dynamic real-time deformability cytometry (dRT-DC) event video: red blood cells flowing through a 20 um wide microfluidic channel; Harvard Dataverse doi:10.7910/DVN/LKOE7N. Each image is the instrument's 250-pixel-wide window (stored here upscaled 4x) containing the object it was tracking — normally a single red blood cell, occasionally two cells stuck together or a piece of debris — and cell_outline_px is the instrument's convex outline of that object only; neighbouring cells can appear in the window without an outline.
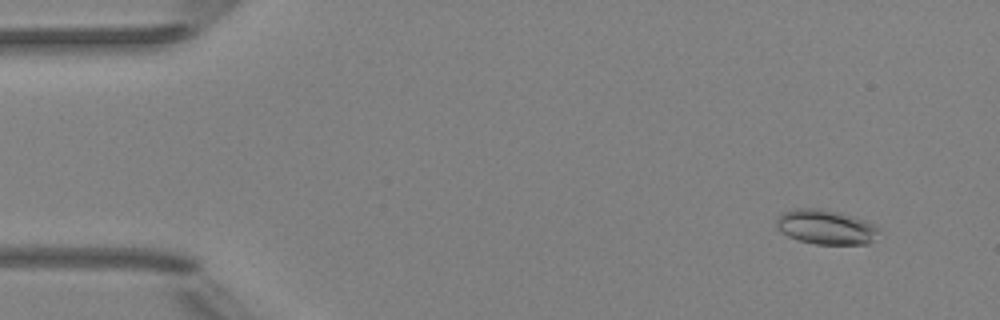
{"species": "Egyptian fruit bat (a non-hibernating species)", "species_latin": "Rousettus aegyptiacus", "temperature_condition": "room temperature", "stored_images_in_passage": 51, "camera_frame_rate_fps": 3000, "um_per_image_px": 0.085, "animal": {"sex": "female"}, "frame": {"image": 1, "passage_image": 4, "time_ms": 1.0, "image_size_px": [1000, 320], "cell_outline_px": [[876, 232], [872, 240], [868, 244], [816, 244], [796, 240], [780, 232], [776, 224], [776, 220], [784, 212], [792, 208], [820, 208], [836, 212], [864, 220], [872, 224], [876, 228]], "centroid_in_image_um": [70.1, 19.3], "position_along_channel_um": 14.9, "area_um2": 20.29}}
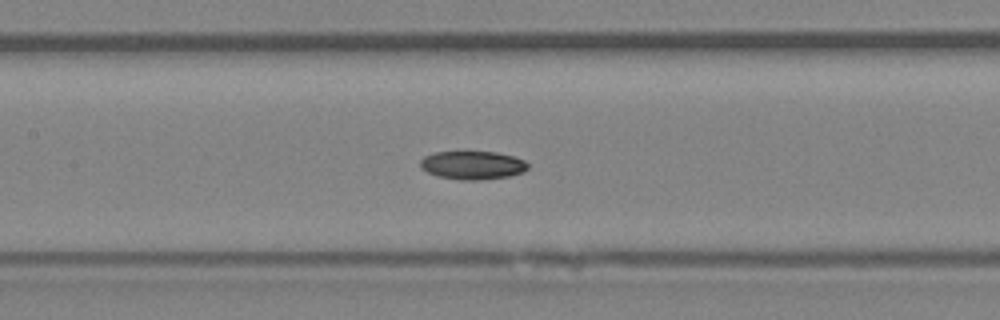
{"frame": {"image": 2, "passage_image": 24, "time_ms": 7.667, "image_size_px": [1000, 320], "cell_outline_px": [[528, 168], [524, 172], [508, 176], [476, 180], [460, 180], [440, 176], [428, 172], [420, 168], [420, 160], [424, 156], [436, 152], [496, 152], [512, 156], [524, 160], [528, 164]], "centroid_in_image_um": [40.16, 14.04], "position_along_channel_um": 167.2, "area_um2": 17.63}}
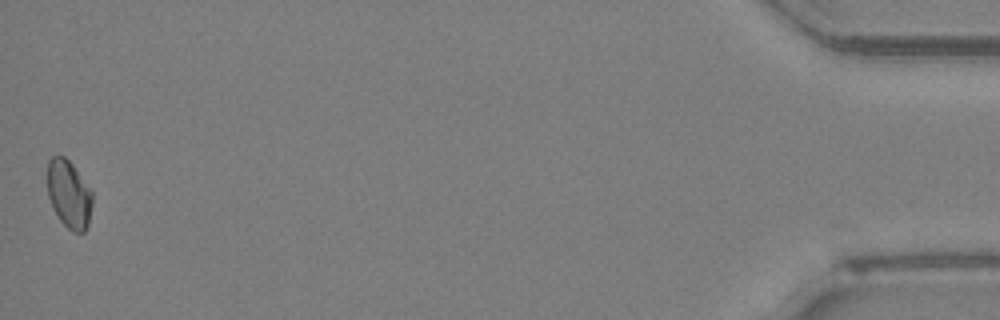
{"frame": {"image": 3, "passage_image": 51, "time_ms": 16.667, "image_size_px": [1000, 320], "cell_outline_px": [[92, 204], [88, 224], [84, 232], [72, 232], [60, 220], [48, 196], [48, 160], [52, 156], [64, 156], [72, 164], [92, 192]], "centroid_in_image_um": [5.86, 16.5], "position_along_channel_um": 429.3, "area_um2": 17.46}}